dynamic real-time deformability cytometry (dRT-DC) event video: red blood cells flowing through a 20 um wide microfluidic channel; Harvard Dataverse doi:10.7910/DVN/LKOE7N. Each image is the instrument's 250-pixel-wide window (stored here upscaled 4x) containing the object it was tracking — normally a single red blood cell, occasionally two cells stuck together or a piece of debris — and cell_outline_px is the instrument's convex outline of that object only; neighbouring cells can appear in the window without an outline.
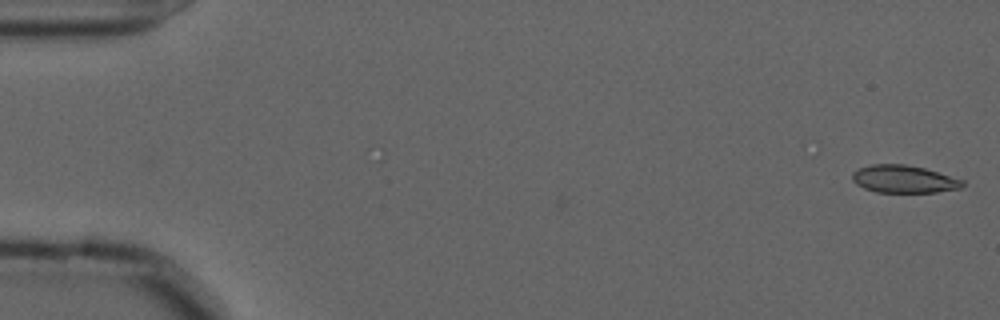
{"species": "common noctule bat (a hibernating species)", "species_latin": "Nyctalus noctula", "temperature_condition": "cold", "stored_images_in_passage": 25, "camera_frame_rate_fps": 3000, "um_per_image_px": 0.085, "animal": {"sex": "male", "forearm_length_mm": 52.5}, "frame": {"image": 1, "passage_image": 1, "time_ms": 0.0, "image_size_px": [1000, 320], "cell_outline_px": [[964, 184], [960, 188], [936, 192], [876, 192], [864, 188], [856, 184], [852, 180], [852, 172], [860, 168], [872, 164], [904, 164], [924, 168], [964, 180]], "centroid_in_image_um": [76.81, 15.22], "position_along_channel_um": 8.2, "area_um2": 17.63}}
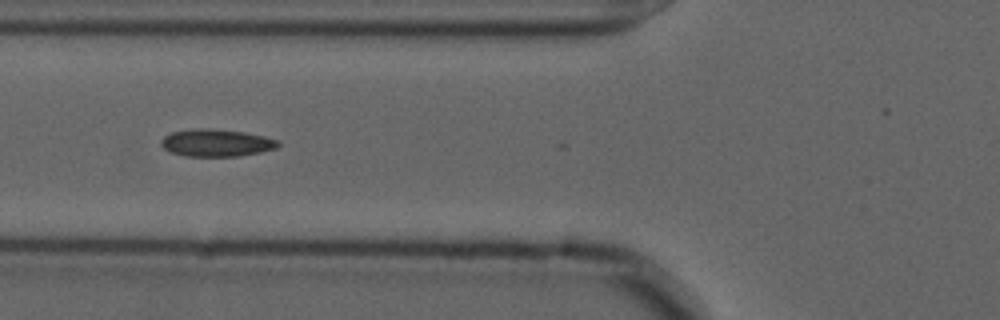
{"frame": {"image": 2, "passage_image": 21, "time_ms": 6.667, "image_size_px": [1000, 320], "cell_outline_px": [[280, 144], [276, 148], [260, 152], [240, 156], [184, 156], [168, 152], [160, 144], [160, 140], [164, 136], [172, 132], [196, 128], [204, 128], [244, 132], [264, 136], [280, 140]], "centroid_in_image_um": [18.37, 12.15], "position_along_channel_um": 107.4, "area_um2": 18.73}}
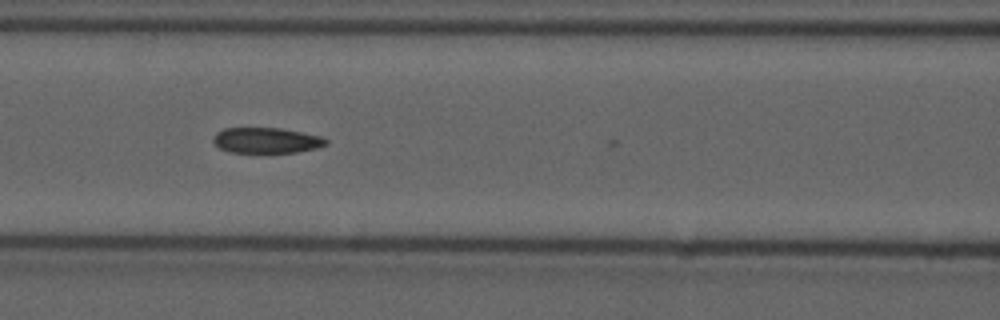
{"frame": {"image": 3, "passage_image": 24, "time_ms": 7.667, "image_size_px": [1000, 320], "cell_outline_px": [[328, 144], [316, 148], [296, 152], [228, 152], [220, 148], [212, 140], [216, 132], [224, 128], [280, 128], [320, 136], [328, 140]], "centroid_in_image_um": [22.63, 11.93], "position_along_channel_um": 144.0, "area_um2": 16.65}}